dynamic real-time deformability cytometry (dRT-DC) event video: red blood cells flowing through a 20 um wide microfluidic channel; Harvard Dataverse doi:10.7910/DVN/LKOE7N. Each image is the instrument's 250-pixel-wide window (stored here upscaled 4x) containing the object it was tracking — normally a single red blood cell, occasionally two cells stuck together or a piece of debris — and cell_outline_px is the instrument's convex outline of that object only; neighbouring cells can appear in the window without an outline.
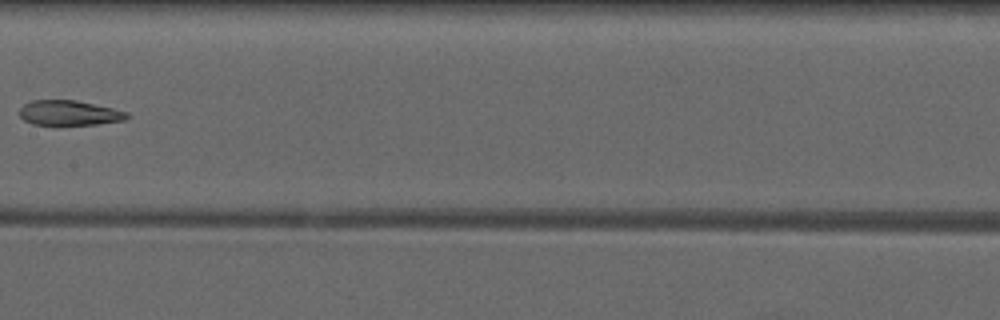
{"species": "common noctule bat (a hibernating species)", "species_latin": "Nyctalus noctula", "temperature_condition": "warm", "stored_images_in_passage": 8, "camera_frame_rate_fps": 3000, "um_per_image_px": 0.085, "animal": {"sex": "male", "forearm_length_mm": 52.5}, "frame": {"image": 1, "passage_image": 8, "time_ms": 8.0, "image_size_px": [1000, 320], "cell_outline_px": [[128, 116], [124, 120], [96, 124], [32, 124], [24, 120], [20, 116], [20, 108], [24, 104], [32, 100], [76, 100], [112, 108], [128, 112]], "centroid_in_image_um": [5.86, 9.59], "position_along_channel_um": 201.5, "area_um2": 15.37}}